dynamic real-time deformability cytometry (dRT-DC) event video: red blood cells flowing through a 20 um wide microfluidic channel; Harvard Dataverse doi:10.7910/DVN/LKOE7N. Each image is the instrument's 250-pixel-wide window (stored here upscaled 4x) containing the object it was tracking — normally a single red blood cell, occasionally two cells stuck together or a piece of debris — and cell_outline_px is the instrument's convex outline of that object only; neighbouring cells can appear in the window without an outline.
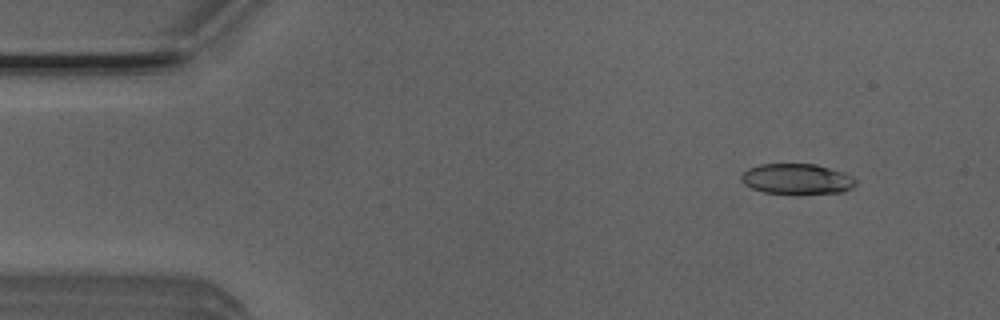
{"species": "Egyptian fruit bat (a non-hibernating species)", "species_latin": "Rousettus aegyptiacus", "temperature_condition": "room temperature", "stored_images_in_passage": 52, "camera_frame_rate_fps": 3000, "um_per_image_px": 0.085, "animal": {"sex": "male"}, "frame": {"image": 1, "passage_image": 5, "time_ms": 1.333, "image_size_px": [1000, 320], "cell_outline_px": [[856, 184], [852, 188], [844, 192], [764, 192], [752, 188], [744, 184], [740, 180], [740, 176], [748, 168], [760, 164], [816, 164], [852, 176], [856, 180]], "centroid_in_image_um": [67.7, 15.19], "position_along_channel_um": 17.3, "area_um2": 19.77}}
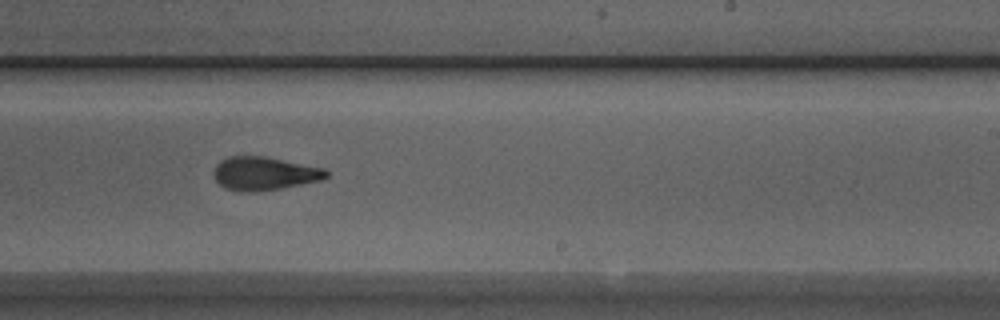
{"frame": {"image": 2, "passage_image": 31, "time_ms": 10.0, "image_size_px": [1000, 320], "cell_outline_px": [[328, 176], [320, 180], [280, 188], [256, 192], [240, 192], [224, 188], [216, 180], [212, 172], [216, 164], [220, 160], [228, 156], [264, 156], [324, 168], [328, 172]], "centroid_in_image_um": [22.41, 14.75], "position_along_channel_um": 266.6, "area_um2": 21.91}}
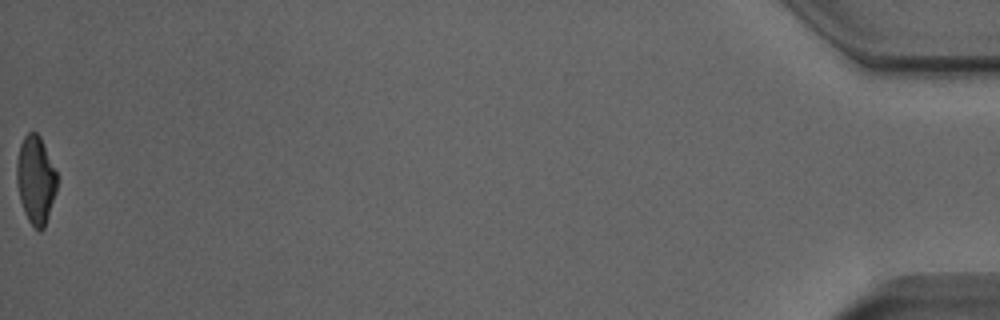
{"frame": {"image": 3, "passage_image": 52, "time_ms": 17.0, "image_size_px": [1000, 320], "cell_outline_px": [[60, 180], [44, 228], [40, 232], [28, 220], [24, 212], [20, 200], [16, 180], [16, 160], [20, 144], [24, 136], [28, 132], [36, 132], [40, 136], [60, 176]], "centroid_in_image_um": [3.06, 15.26], "position_along_channel_um": 432.1, "area_um2": 21.15}, "authors_computed_cell_mechanics": {"area_um2": 21.6461, "velocity_mm_per_s": 3.9272, "shape_relaxation_time_tau1_ms": 4.3764, "shape_relaxation_time_tau2_ms": 2.2416, "deformation_change_tau1": 0.2092, "deformation_change_tau2": 0.1117}}